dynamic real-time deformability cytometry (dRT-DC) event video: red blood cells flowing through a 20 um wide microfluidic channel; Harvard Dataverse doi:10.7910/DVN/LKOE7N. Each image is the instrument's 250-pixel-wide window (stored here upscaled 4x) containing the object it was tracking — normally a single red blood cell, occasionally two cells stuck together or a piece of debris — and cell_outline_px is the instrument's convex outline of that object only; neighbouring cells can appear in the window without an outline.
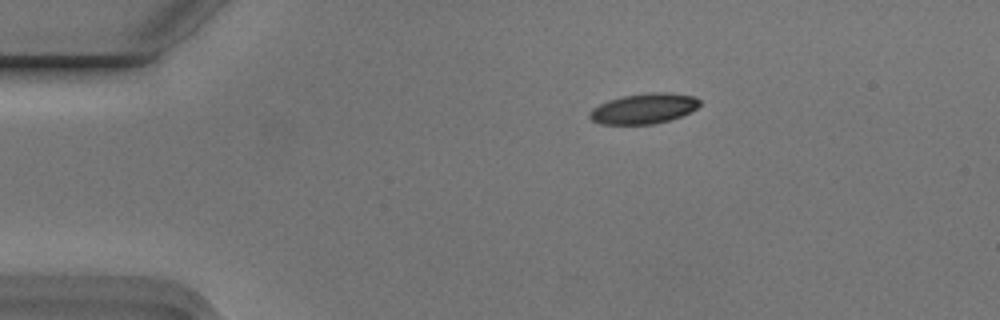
{"species": "Egyptian fruit bat (a non-hibernating species)", "species_latin": "Rousettus aegyptiacus", "temperature_condition": "cold", "stored_images_in_passage": 8, "camera_frame_rate_fps": 3000, "um_per_image_px": 0.085, "animal": {"sex": "male"}, "frame": {"image": 1, "passage_image": 3, "time_ms": 0.667, "image_size_px": [1000, 320], "cell_outline_px": [[700, 104], [696, 108], [680, 116], [668, 120], [652, 124], [600, 124], [592, 120], [588, 116], [588, 112], [592, 108], [608, 100], [624, 96], [648, 92], [668, 92], [696, 96], [700, 100]], "centroid_in_image_um": [54.71, 9.22], "position_along_channel_um": 30.3, "area_um2": 19.42}}
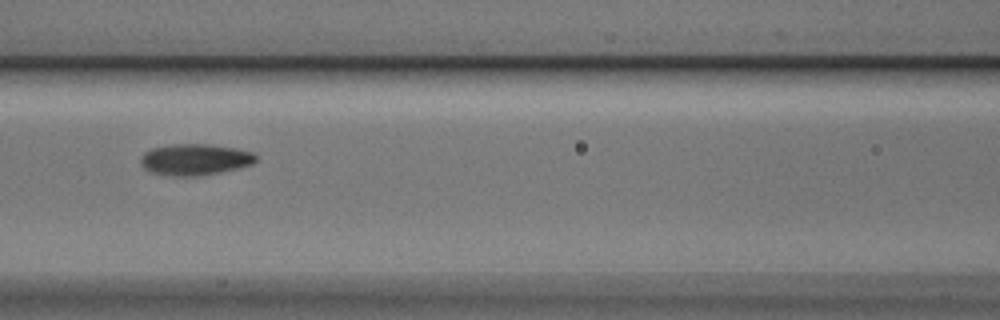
{"frame": {"image": 2, "passage_image": 7, "time_ms": 2.0, "image_size_px": [1000, 320], "cell_outline_px": [[256, 160], [252, 164], [240, 168], [220, 172], [196, 176], [172, 176], [152, 172], [144, 168], [140, 164], [140, 156], [144, 152], [152, 148], [172, 144], [208, 144], [236, 148], [252, 152], [256, 156]], "centroid_in_image_um": [16.55, 13.55], "position_along_channel_um": 150.0, "area_um2": 21.1}}
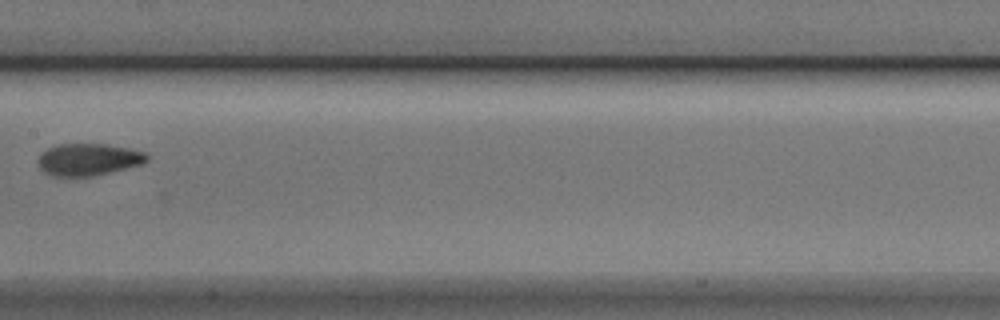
{"frame": {"image": 3, "passage_image": 8, "time_ms": 2.333, "image_size_px": [1000, 320], "cell_outline_px": [[148, 160], [140, 164], [92, 176], [52, 176], [44, 172], [40, 168], [40, 152], [56, 144], [108, 144], [148, 152]], "centroid_in_image_um": [7.51, 13.54], "position_along_channel_um": 199.9, "area_um2": 20.17}}